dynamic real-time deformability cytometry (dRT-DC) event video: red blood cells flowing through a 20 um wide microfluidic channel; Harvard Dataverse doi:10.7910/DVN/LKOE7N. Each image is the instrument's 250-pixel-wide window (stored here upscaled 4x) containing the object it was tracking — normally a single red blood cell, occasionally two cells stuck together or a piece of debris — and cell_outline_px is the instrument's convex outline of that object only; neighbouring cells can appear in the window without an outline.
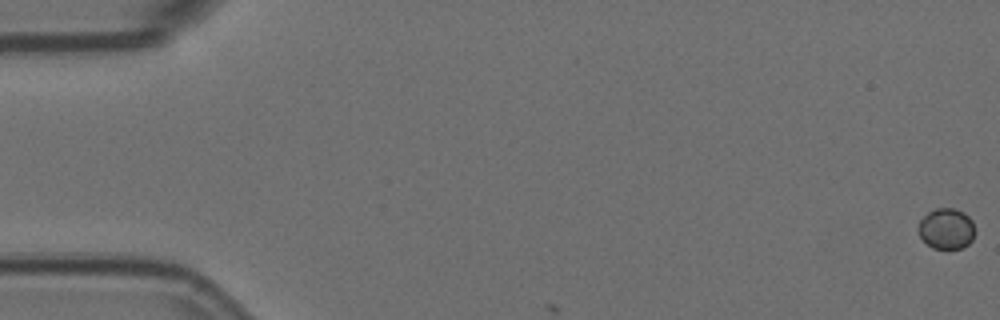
{"species": "Egyptian fruit bat (a non-hibernating species)", "species_latin": "Rousettus aegyptiacus", "temperature_condition": "room temperature", "stored_images_in_passage": 7, "camera_frame_rate_fps": 3000, "um_per_image_px": 0.085, "animal": {"sex": "female"}, "frame": {"image": 1, "passage_image": 1, "time_ms": 0.0, "image_size_px": [1000, 320], "cell_outline_px": [[976, 232], [972, 240], [968, 244], [960, 248], [948, 252], [932, 248], [920, 236], [916, 228], [920, 220], [928, 212], [936, 208], [952, 208], [964, 212], [972, 220]], "centroid_in_image_um": [80.45, 19.48], "position_along_channel_um": 4.6, "area_um2": 13.93}}